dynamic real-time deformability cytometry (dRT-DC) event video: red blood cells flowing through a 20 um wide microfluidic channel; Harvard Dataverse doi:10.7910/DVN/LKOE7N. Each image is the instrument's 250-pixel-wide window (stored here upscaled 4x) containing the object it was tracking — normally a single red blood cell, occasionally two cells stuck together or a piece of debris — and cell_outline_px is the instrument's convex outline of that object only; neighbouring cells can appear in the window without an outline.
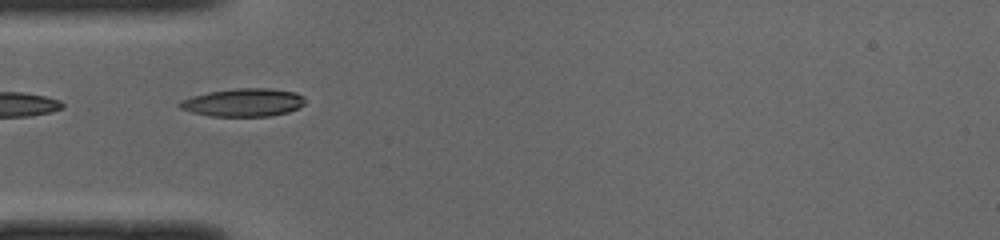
{"species": "common noctule bat (a hibernating species)", "species_latin": "Nyctalus noctula", "temperature_condition": "cold", "stored_images_in_passage": 20, "camera_frame_rate_fps": 3000, "um_per_image_px": 0.085, "animal": {"sex": "male", "body_mass_g": 19.0, "forearm_length_mm": 50.8}, "frame": {"image": 1, "passage_image": 1, "time_ms": 0.0, "image_size_px": [1000, 240], "cell_outline_px": [[304, 104], [300, 108], [288, 112], [268, 116], [208, 116], [192, 112], [180, 108], [176, 104], [180, 100], [192, 96], [208, 92], [236, 88], [268, 88], [296, 92], [304, 96]], "centroid_in_image_um": [20.68, 8.71], "position_along_channel_um": 64.3, "area_um2": 20.63}}
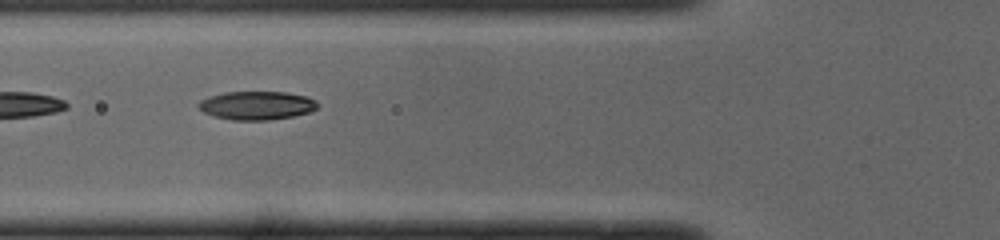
{"frame": {"image": 2, "passage_image": 4, "time_ms": 1.0, "image_size_px": [1000, 240], "cell_outline_px": [[316, 108], [308, 112], [292, 116], [268, 120], [232, 120], [212, 116], [204, 112], [196, 104], [200, 100], [208, 96], [224, 92], [288, 92], [308, 96], [316, 100]], "centroid_in_image_um": [21.78, 8.95], "position_along_channel_um": 104.0, "area_um2": 19.83}}